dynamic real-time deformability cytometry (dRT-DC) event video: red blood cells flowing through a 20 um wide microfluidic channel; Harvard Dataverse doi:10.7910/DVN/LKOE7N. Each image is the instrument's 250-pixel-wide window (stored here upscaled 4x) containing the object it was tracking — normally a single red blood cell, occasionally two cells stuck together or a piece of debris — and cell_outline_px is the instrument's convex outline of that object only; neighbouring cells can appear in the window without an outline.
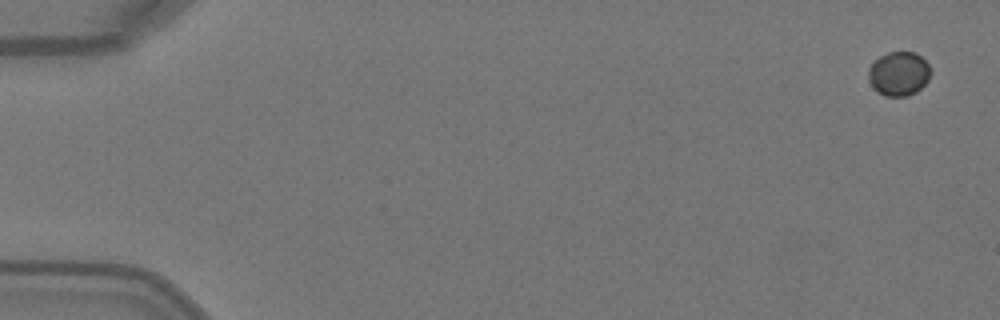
{"species": "Egyptian fruit bat (a non-hibernating species)", "species_latin": "Rousettus aegyptiacus", "temperature_condition": "warm", "stored_images_in_passage": 5, "camera_frame_rate_fps": 3000, "um_per_image_px": 0.085, "animal": {"sex": "female"}, "frame": {"image": 1, "passage_image": 1, "time_ms": 0.0, "image_size_px": [1000, 320], "cell_outline_px": [[932, 72], [928, 80], [916, 92], [908, 96], [884, 96], [876, 92], [868, 80], [868, 68], [880, 56], [888, 52], [916, 52], [928, 64]], "centroid_in_image_um": [76.39, 6.27], "position_along_channel_um": 8.6, "area_um2": 16.13}}
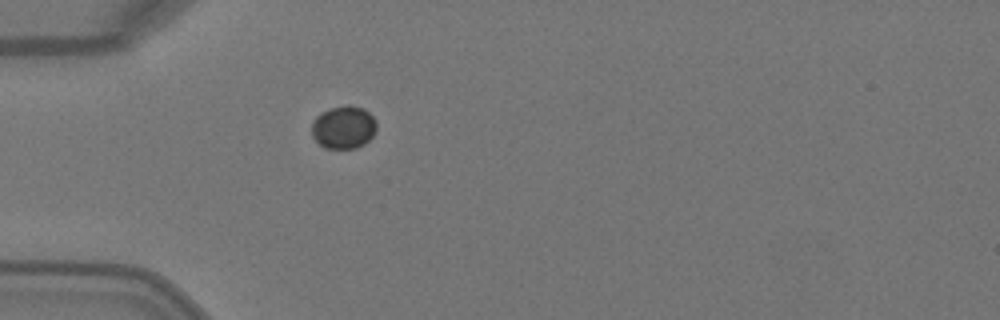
{"frame": {"image": 2, "passage_image": 5, "time_ms": 1.333, "image_size_px": [1000, 320], "cell_outline_px": [[376, 132], [364, 144], [356, 148], [324, 148], [312, 136], [312, 120], [320, 112], [332, 108], [348, 104], [364, 108], [376, 120]], "centroid_in_image_um": [29.2, 10.81], "position_along_channel_um": 55.8, "area_um2": 16.3}}